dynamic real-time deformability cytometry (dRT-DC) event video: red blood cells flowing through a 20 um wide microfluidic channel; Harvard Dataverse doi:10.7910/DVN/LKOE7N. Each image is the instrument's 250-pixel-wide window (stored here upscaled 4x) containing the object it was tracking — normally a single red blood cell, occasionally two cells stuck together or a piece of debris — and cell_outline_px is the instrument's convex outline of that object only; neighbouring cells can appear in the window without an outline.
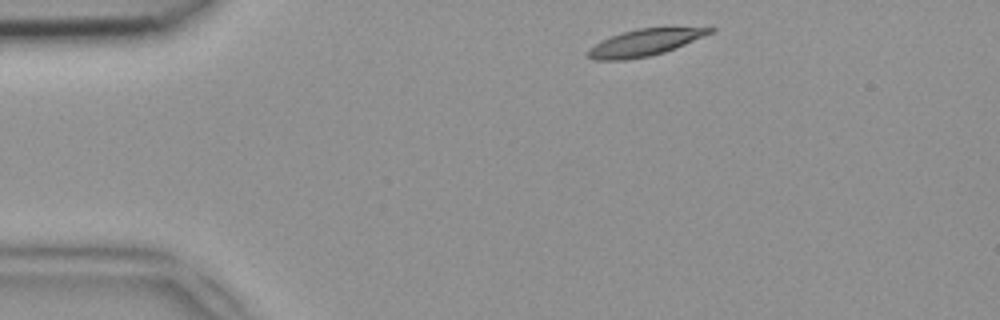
{"species": "common noctule bat (a hibernating species)", "species_latin": "Nyctalus noctula", "temperature_condition": "room temperature", "stored_images_in_passage": 42, "camera_frame_rate_fps": 3000, "um_per_image_px": 0.085, "animal": {"sex": "female", "body_mass_g": 18.4}, "frame": {"image": 1, "passage_image": 2, "time_ms": 0.333, "image_size_px": [1000, 320], "cell_outline_px": [[716, 28], [712, 32], [676, 48], [664, 52], [648, 56], [624, 60], [592, 60], [584, 52], [588, 48], [612, 36], [636, 28], [712, 24]], "centroid_in_image_um": [54.95, 3.56], "position_along_channel_um": 30.1, "area_um2": 19.71}}
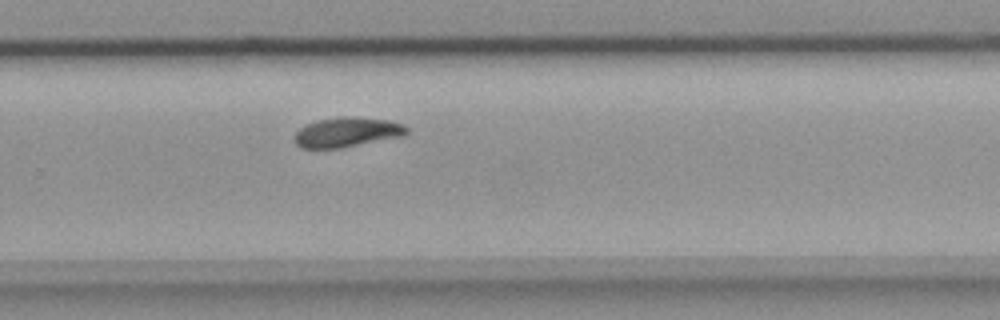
{"frame": {"image": 2, "passage_image": 26, "time_ms": 8.333, "image_size_px": [1000, 320], "cell_outline_px": [[408, 132], [404, 136], [340, 148], [300, 148], [296, 144], [296, 132], [304, 124], [316, 120], [348, 116], [388, 120], [400, 124], [408, 128]], "centroid_in_image_um": [29.48, 11.24], "position_along_channel_um": 300.3, "area_um2": 19.31}}
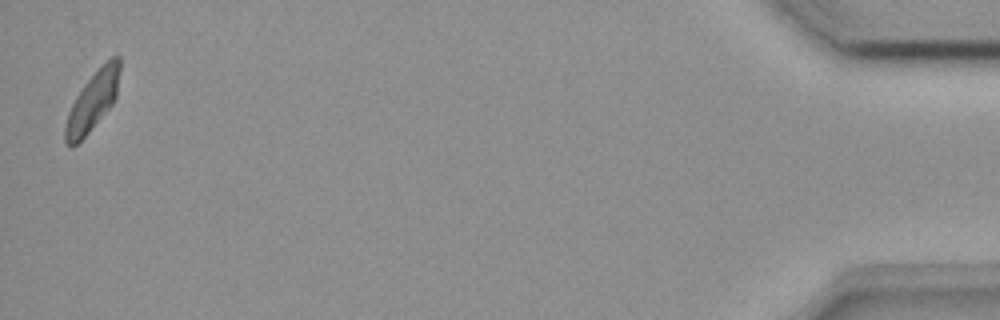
{"frame": {"image": 3, "passage_image": 42, "time_ms": 13.667, "image_size_px": [1000, 320], "cell_outline_px": [[120, 68], [116, 96], [112, 104], [88, 132], [72, 148], [64, 140], [64, 128], [68, 112], [76, 96], [84, 84], [112, 56], [120, 56]], "centroid_in_image_um": [7.85, 8.62], "position_along_channel_um": 427.3, "area_um2": 18.15}}